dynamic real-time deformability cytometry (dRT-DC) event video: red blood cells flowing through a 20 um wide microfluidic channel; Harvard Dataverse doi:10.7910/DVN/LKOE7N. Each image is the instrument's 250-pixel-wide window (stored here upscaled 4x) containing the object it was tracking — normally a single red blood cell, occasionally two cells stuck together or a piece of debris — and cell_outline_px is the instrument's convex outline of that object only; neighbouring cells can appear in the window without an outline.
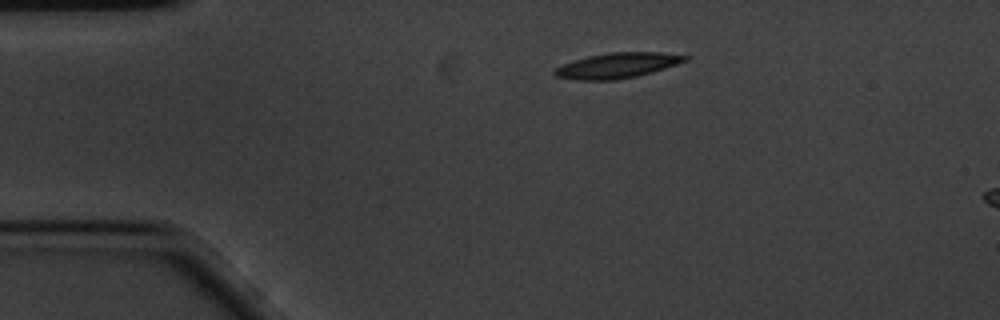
{"species": "common noctule bat (a hibernating species)", "species_latin": "Nyctalus noctula", "temperature_condition": "cold", "stored_images_in_passage": 2, "camera_frame_rate_fps": 3000, "um_per_image_px": 0.085, "animal": {"sex": "male", "body_mass_g": 20.1, "forearm_length_mm": 53.5}, "frame": {"image": 1, "passage_image": 2, "time_ms": 0.333, "image_size_px": [1000, 320], "cell_outline_px": [[692, 56], [688, 60], [652, 72], [636, 76], [612, 80], [576, 80], [556, 76], [552, 72], [556, 68], [564, 64], [588, 56], [608, 52], [660, 52]], "centroid_in_image_um": [52.5, 5.56], "position_along_channel_um": 32.5, "area_um2": 19.07}}